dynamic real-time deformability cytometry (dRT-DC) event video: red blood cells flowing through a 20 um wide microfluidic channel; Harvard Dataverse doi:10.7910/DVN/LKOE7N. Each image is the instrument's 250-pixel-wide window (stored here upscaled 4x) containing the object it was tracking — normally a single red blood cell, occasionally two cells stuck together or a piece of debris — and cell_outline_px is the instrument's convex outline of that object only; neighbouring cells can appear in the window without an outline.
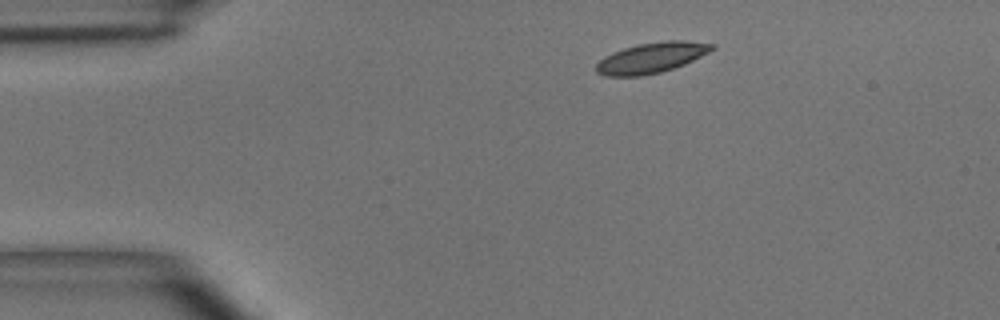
{"species": "common noctule bat (a hibernating species)", "species_latin": "Nyctalus noctula", "temperature_condition": "room temperature", "stored_images_in_passage": 6, "camera_frame_rate_fps": 3000, "um_per_image_px": 0.085, "animal": {"sex": "male", "body_mass_g": 15.6}, "frame": {"image": 1, "passage_image": 1, "time_ms": 0.0, "image_size_px": [1000, 320], "cell_outline_px": [[716, 48], [684, 64], [660, 72], [640, 76], [604, 76], [596, 72], [596, 64], [604, 56], [612, 52], [624, 48], [640, 44], [664, 40], [684, 40], [716, 44]], "centroid_in_image_um": [55.36, 4.9], "position_along_channel_um": 29.6, "area_um2": 20.46}}
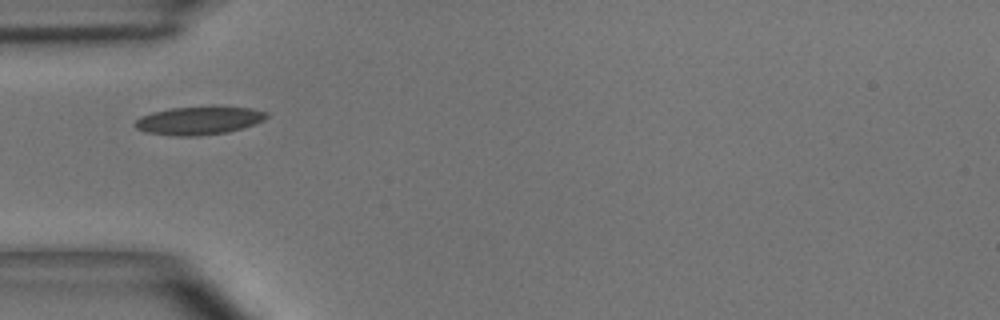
{"frame": {"image": 2, "passage_image": 3, "time_ms": 2.333, "image_size_px": [1000, 320], "cell_outline_px": [[268, 116], [264, 120], [228, 132], [200, 136], [172, 136], [148, 132], [136, 128], [132, 124], [140, 116], [152, 112], [172, 108], [252, 108], [268, 112]], "centroid_in_image_um": [16.86, 10.27], "position_along_channel_um": 68.1, "area_um2": 21.1}}
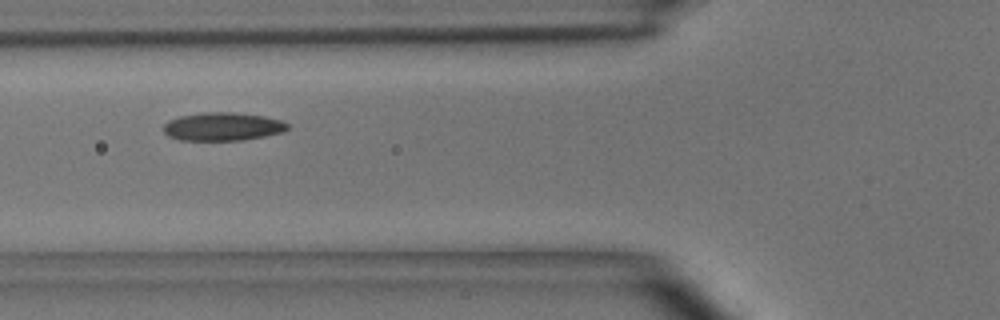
{"frame": {"image": 3, "passage_image": 4, "time_ms": 3.333, "image_size_px": [1000, 320], "cell_outline_px": [[292, 128], [284, 132], [244, 140], [180, 140], [168, 136], [164, 132], [164, 124], [168, 120], [180, 116], [204, 112], [232, 112], [264, 116], [280, 120], [288, 124]], "centroid_in_image_um": [18.95, 10.76], "position_along_channel_um": 106.9, "area_um2": 20.52}}